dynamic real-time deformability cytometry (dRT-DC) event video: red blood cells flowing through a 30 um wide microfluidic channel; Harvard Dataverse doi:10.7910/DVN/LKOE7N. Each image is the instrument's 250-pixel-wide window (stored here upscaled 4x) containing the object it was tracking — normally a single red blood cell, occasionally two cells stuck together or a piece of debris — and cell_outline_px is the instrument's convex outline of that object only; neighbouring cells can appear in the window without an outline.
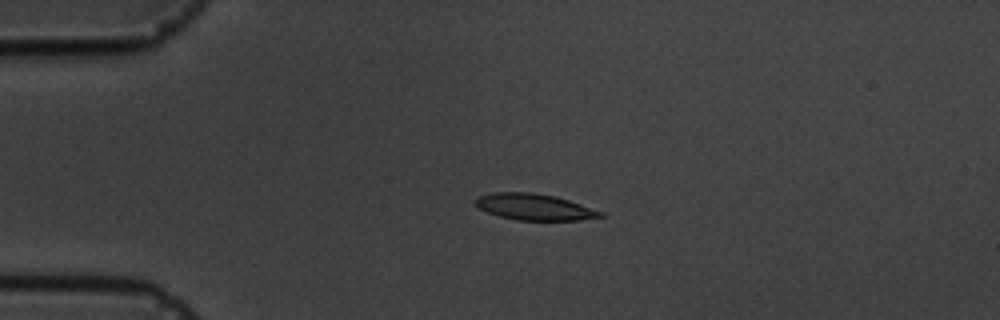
{"species": "common noctule bat (a hibernating species)", "species_latin": "Nyctalus noctula", "temperature_condition": "cold", "stored_images_in_passage": 5, "camera_frame_rate_fps": 3000, "um_per_image_px": 0.085, "animal": {"sex": "male", "body_mass_g": 19.5, "forearm_length_mm": 54.6}, "frame": {"image": 1, "passage_image": 4, "time_ms": 4.333, "image_size_px": [1000, 320], "cell_outline_px": [[604, 216], [580, 220], [516, 220], [500, 216], [488, 212], [472, 204], [472, 200], [476, 196], [492, 192], [532, 192], [556, 196], [604, 212]], "centroid_in_image_um": [45.36, 17.58], "position_along_channel_um": 39.6, "area_um2": 19.31}}